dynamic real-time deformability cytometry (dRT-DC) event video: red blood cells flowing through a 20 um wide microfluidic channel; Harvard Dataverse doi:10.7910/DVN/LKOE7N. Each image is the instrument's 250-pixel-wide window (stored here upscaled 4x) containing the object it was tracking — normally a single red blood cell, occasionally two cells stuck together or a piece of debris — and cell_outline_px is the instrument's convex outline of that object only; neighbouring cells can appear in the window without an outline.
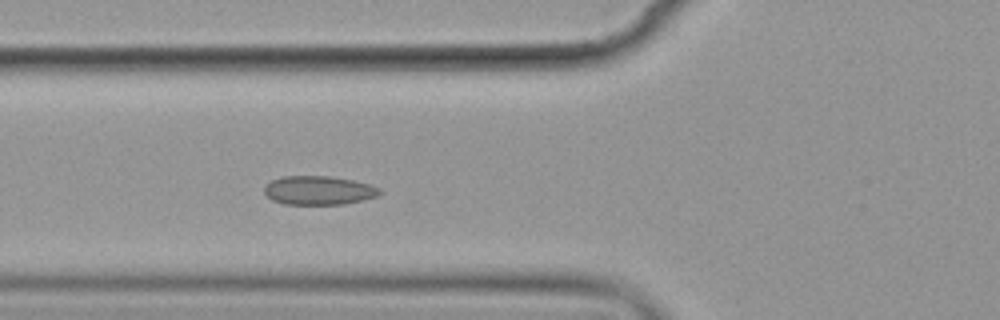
{"species": "common noctule bat (a hibernating species)", "species_latin": "Nyctalus noctula", "temperature_condition": "cold", "stored_images_in_passage": 6, "camera_frame_rate_fps": 3000, "um_per_image_px": 0.085, "animal": {"sex": "female", "body_mass_g": 19.9}, "frame": {"image": 1, "passage_image": 6, "time_ms": 5.667, "image_size_px": [1000, 320], "cell_outline_px": [[380, 192], [376, 196], [364, 200], [344, 204], [284, 204], [272, 200], [264, 192], [264, 188], [272, 180], [284, 176], [328, 176], [352, 180], [368, 184], [380, 188]], "centroid_in_image_um": [27.08, 16.18], "position_along_channel_um": 98.7, "area_um2": 19.19}}